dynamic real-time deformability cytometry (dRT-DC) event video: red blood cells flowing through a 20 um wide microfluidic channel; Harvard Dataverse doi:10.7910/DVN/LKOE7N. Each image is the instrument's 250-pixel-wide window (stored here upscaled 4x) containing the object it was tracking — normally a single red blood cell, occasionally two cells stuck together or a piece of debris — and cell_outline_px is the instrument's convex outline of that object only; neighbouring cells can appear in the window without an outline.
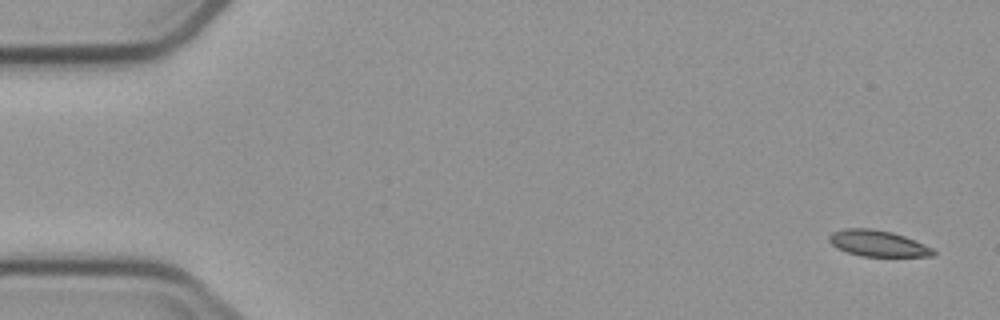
{"species": "common noctule bat (a hibernating species)", "species_latin": "Nyctalus noctula", "temperature_condition": "cold", "stored_images_in_passage": 5, "camera_frame_rate_fps": 3000, "um_per_image_px": 0.085, "animal": {"sex": "male", "body_mass_g": 23.1, "forearm_length_mm": 52.7}, "frame": {"image": 1, "passage_image": 1, "time_ms": 0.0, "image_size_px": [1000, 320], "cell_outline_px": [[936, 252], [932, 256], [860, 256], [848, 252], [832, 244], [828, 240], [828, 236], [832, 232], [844, 228], [868, 228], [892, 232], [904, 236], [924, 244], [932, 248]], "centroid_in_image_um": [74.6, 20.68], "position_along_channel_um": 10.4, "area_um2": 15.66}}
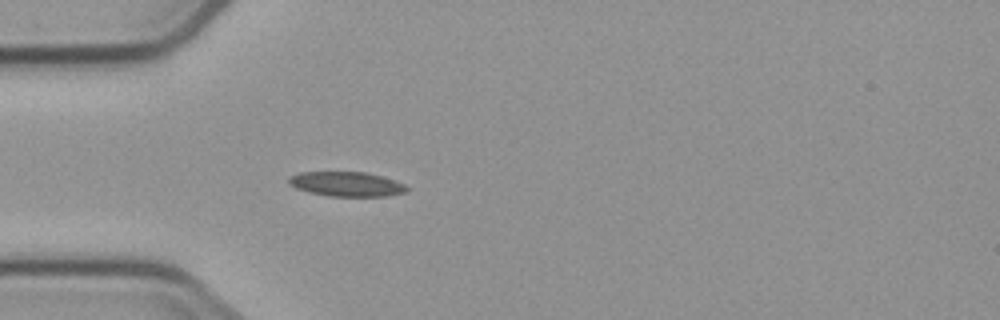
{"frame": {"image": 2, "passage_image": 5, "time_ms": 4.667, "image_size_px": [1000, 320], "cell_outline_px": [[408, 192], [388, 196], [328, 196], [308, 192], [296, 188], [288, 184], [288, 176], [300, 172], [368, 172], [396, 180], [404, 184], [408, 188]], "centroid_in_image_um": [29.46, 15.64], "position_along_channel_um": 55.5, "area_um2": 17.17}}